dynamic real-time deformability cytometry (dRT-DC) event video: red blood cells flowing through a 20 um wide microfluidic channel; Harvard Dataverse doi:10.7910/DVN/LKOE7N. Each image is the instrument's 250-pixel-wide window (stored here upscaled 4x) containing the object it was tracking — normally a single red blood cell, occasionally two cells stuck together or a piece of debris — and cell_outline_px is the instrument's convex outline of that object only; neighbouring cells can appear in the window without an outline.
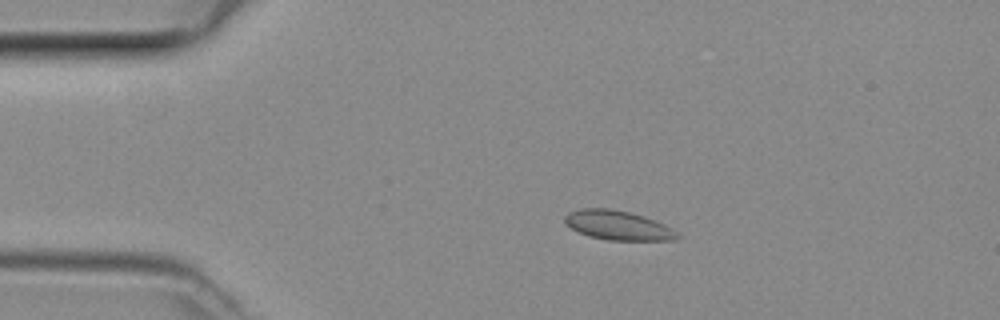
{"species": "common noctule bat (a hibernating species)", "species_latin": "Nyctalus noctula", "temperature_condition": "room temperature", "stored_images_in_passage": 12, "camera_frame_rate_fps": 3000, "um_per_image_px": 0.085, "animal": {"sex": "female", "body_mass_g": 29.2, "forearm_length_mm": 56.3}, "frame": {"image": 1, "passage_image": 5, "time_ms": 1.333, "image_size_px": [1000, 320], "cell_outline_px": [[680, 236], [676, 240], [608, 240], [588, 236], [564, 224], [564, 216], [568, 212], [580, 208], [608, 208], [628, 212], [644, 216], [656, 220], [672, 228]], "centroid_in_image_um": [52.51, 19.15], "position_along_channel_um": 32.5, "area_um2": 19.31}}
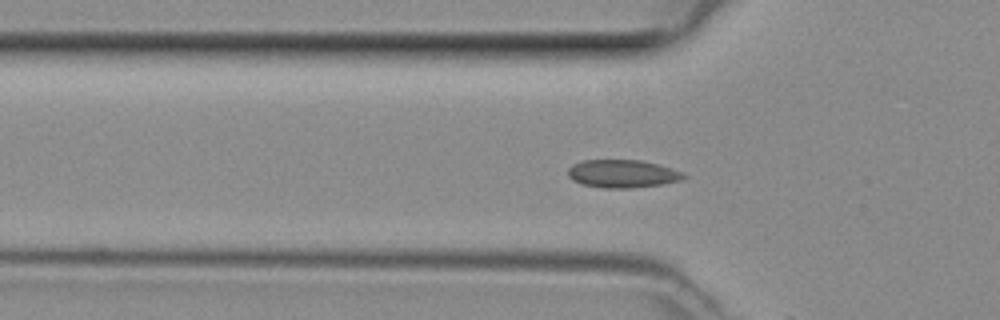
{"frame": {"image": 2, "passage_image": 11, "time_ms": 3.333, "image_size_px": [1000, 320], "cell_outline_px": [[688, 176], [680, 180], [664, 184], [632, 188], [604, 188], [580, 184], [572, 180], [568, 176], [568, 168], [572, 164], [584, 160], [640, 160], [672, 168]], "centroid_in_image_um": [52.88, 14.77], "position_along_channel_um": 72.9, "area_um2": 18.9}}